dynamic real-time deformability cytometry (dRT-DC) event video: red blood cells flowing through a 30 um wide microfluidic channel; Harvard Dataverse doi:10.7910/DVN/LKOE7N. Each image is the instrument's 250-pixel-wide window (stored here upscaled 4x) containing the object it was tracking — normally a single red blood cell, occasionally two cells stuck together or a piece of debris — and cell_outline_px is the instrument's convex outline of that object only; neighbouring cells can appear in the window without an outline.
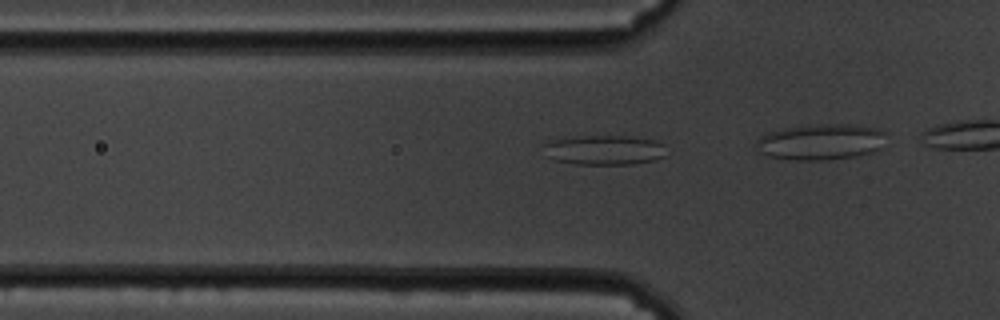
{"species": "common noctule bat (a hibernating species)", "species_latin": "Nyctalus noctula", "temperature_condition": "cold", "stored_images_in_passage": 12, "camera_frame_rate_fps": 3000, "um_per_image_px": 0.085, "animal": {"sex": "male", "body_mass_g": 19.5, "forearm_length_mm": 54.6}, "frame": {"image": 1, "passage_image": 10, "time_ms": 3.0, "image_size_px": [1000, 320], "cell_outline_px": [[664, 156], [656, 160], [632, 164], [576, 164], [552, 160], [548, 156], [544, 144], [552, 140], [580, 136], [628, 136], [652, 140], [664, 144]], "centroid_in_image_um": [51.37, 12.76], "position_along_channel_um": 74.4, "area_um2": 21.04}}